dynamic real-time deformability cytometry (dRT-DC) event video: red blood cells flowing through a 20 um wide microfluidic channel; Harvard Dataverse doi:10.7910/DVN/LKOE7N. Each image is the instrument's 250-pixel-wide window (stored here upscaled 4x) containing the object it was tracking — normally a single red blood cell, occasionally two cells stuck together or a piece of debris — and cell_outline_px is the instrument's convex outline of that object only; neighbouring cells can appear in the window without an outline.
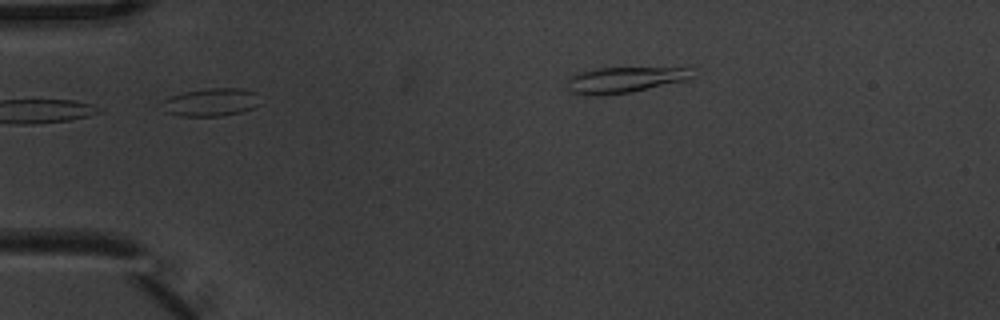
{"species": "common noctule bat (a hibernating species)", "species_latin": "Nyctalus noctula", "temperature_condition": "warm", "stored_images_in_passage": 5, "segment_of_instrument_passage": [2, 3], "camera_frame_rate_fps": 3000, "um_per_image_px": 0.085, "animal": {"sex": "male", "body_mass_g": 20.1, "forearm_length_mm": 53.5}, "frame": {"image": 1, "passage_image": 2, "time_ms": 0.333, "image_size_px": [1000, 320], "cell_outline_px": [[260, 104], [252, 108], [240, 112], [220, 116], [180, 116], [168, 112], [156, 104], [172, 96], [184, 92], [208, 88], [244, 88], [256, 92]], "centroid_in_image_um": [17.92, 8.68], "position_along_channel_um": 67.1, "area_um2": 16.07}}
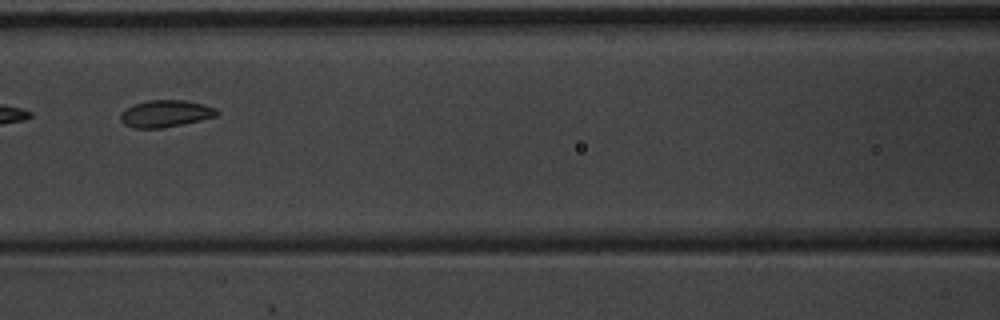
{"frame": {"image": 2, "passage_image": 4, "time_ms": 1.0, "image_size_px": [1000, 320], "cell_outline_px": [[220, 112], [216, 116], [184, 124], [164, 128], [132, 128], [124, 124], [120, 120], [120, 112], [124, 108], [148, 100], [184, 100], [216, 108]], "centroid_in_image_um": [14.03, 9.67], "position_along_channel_um": 152.6, "area_um2": 15.2}}